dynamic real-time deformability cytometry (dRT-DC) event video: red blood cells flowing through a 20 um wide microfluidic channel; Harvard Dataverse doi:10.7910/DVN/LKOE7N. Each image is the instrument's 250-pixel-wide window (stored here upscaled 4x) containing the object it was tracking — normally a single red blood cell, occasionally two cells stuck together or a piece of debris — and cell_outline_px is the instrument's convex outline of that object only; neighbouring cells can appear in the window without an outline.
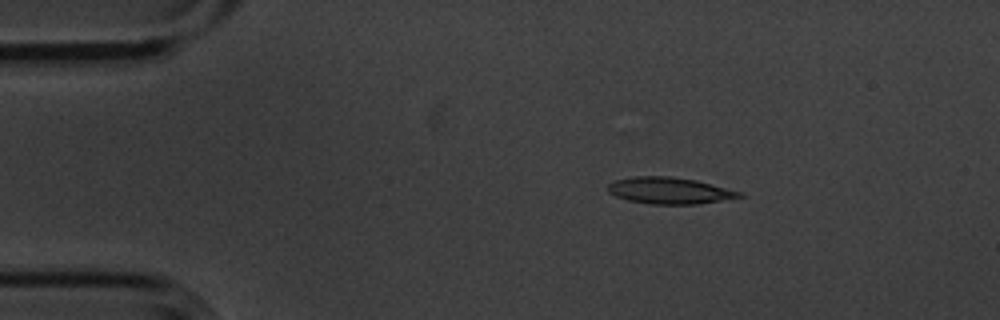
{"species": "common noctule bat (a hibernating species)", "species_latin": "Nyctalus noctula", "temperature_condition": "cold", "stored_images_in_passage": 6, "camera_frame_rate_fps": 3000, "um_per_image_px": 0.085, "animal": {"sex": "male", "body_mass_g": 20.1, "forearm_length_mm": 53.5}, "frame": {"image": 1, "passage_image": 1, "time_ms": 0.0, "image_size_px": [1000, 320], "cell_outline_px": [[744, 196], [696, 204], [648, 204], [628, 200], [616, 196], [608, 192], [608, 184], [616, 180], [632, 176], [668, 176], [696, 180], [744, 192]], "centroid_in_image_um": [56.9, 16.2], "position_along_channel_um": 28.1, "area_um2": 20.29}}
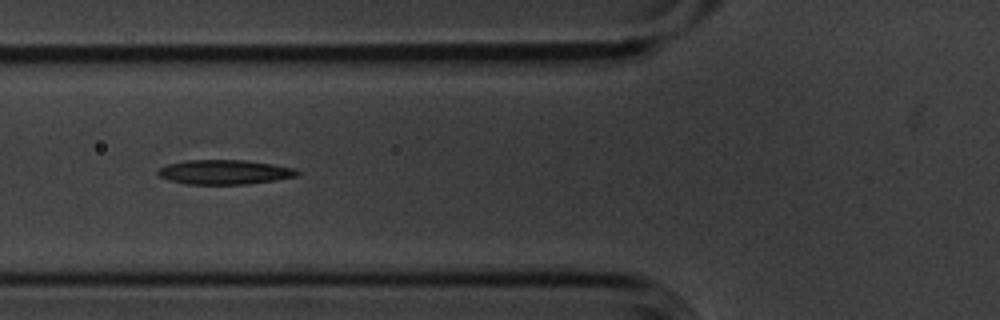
{"frame": {"image": 2, "passage_image": 4, "time_ms": 1.0, "image_size_px": [1000, 320], "cell_outline_px": [[300, 176], [248, 184], [188, 184], [168, 180], [156, 176], [156, 172], [160, 168], [168, 164], [184, 160], [244, 160], [272, 164], [296, 168], [300, 172]], "centroid_in_image_um": [19.08, 14.63], "position_along_channel_um": 106.7, "area_um2": 20.06}}
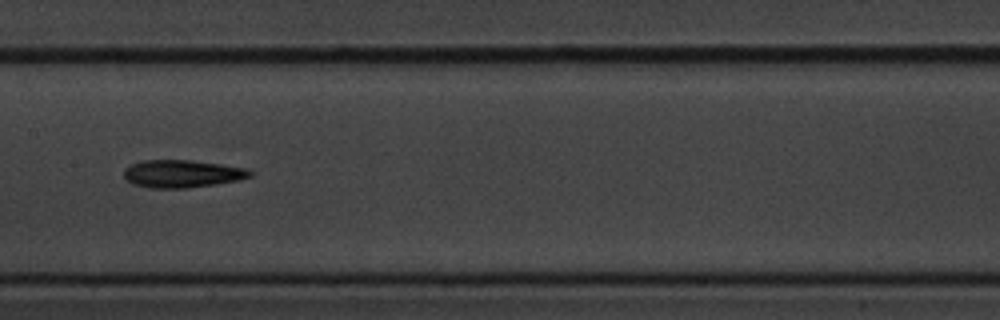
{"frame": {"image": 3, "passage_image": 6, "time_ms": 1.667, "image_size_px": [1000, 320], "cell_outline_px": [[252, 176], [240, 180], [216, 184], [188, 188], [148, 188], [132, 184], [124, 176], [124, 168], [132, 164], [144, 160], [192, 160], [248, 168], [252, 172]], "centroid_in_image_um": [15.5, 14.77], "position_along_channel_um": 191.9, "area_um2": 20.46}}